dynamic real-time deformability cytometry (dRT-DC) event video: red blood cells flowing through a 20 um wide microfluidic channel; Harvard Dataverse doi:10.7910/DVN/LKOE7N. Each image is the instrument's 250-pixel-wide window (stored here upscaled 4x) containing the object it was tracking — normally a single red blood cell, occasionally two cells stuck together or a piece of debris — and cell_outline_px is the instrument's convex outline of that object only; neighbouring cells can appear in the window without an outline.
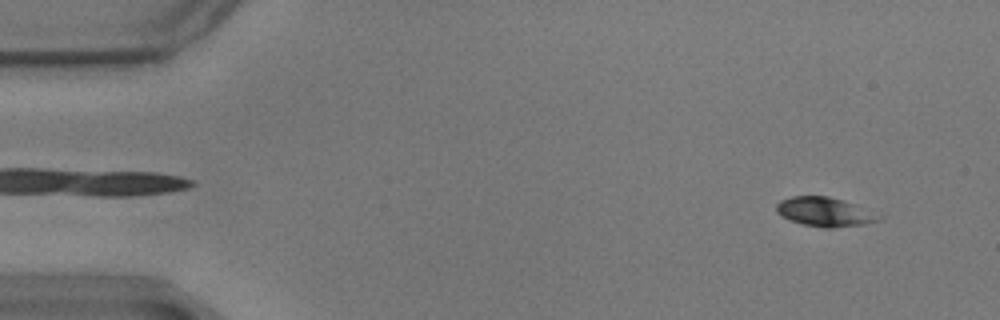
{"species": "common noctule bat (a hibernating species)", "species_latin": "Nyctalus noctula", "temperature_condition": "warm", "stored_images_in_passage": 57, "camera_frame_rate_fps": 3000, "um_per_image_px": 0.085, "animal": {"sex": "male", "body_mass_g": 17.9}, "frame": {"image": 1, "passage_image": 3, "time_ms": 0.667, "image_size_px": [1000, 320], "cell_outline_px": [[884, 216], [880, 220], [864, 224], [832, 228], [824, 228], [804, 224], [780, 216], [776, 212], [776, 204], [780, 200], [792, 196], [828, 196], [856, 204]], "centroid_in_image_um": [70.12, 18.0], "position_along_channel_um": 14.9, "area_um2": 17.46}}
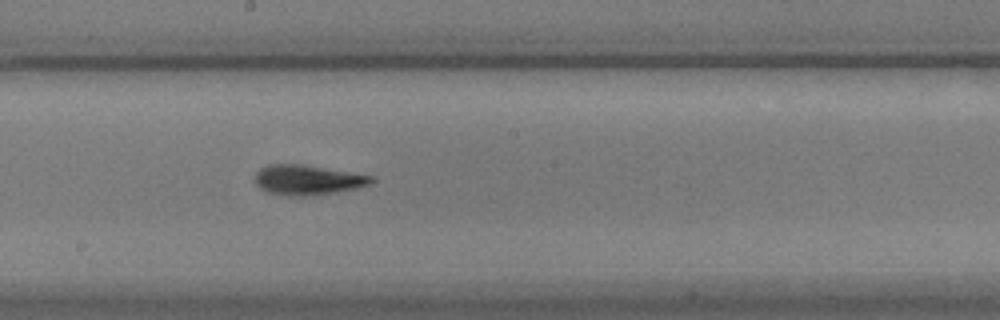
{"frame": {"image": 2, "passage_image": 30, "time_ms": 9.667, "image_size_px": [1000, 320], "cell_outline_px": [[372, 180], [368, 184], [336, 192], [300, 196], [288, 196], [268, 192], [260, 188], [256, 184], [256, 172], [260, 168], [268, 164], [304, 164], [372, 176]], "centroid_in_image_um": [26.06, 15.28], "position_along_channel_um": 222.1, "area_um2": 19.88}}
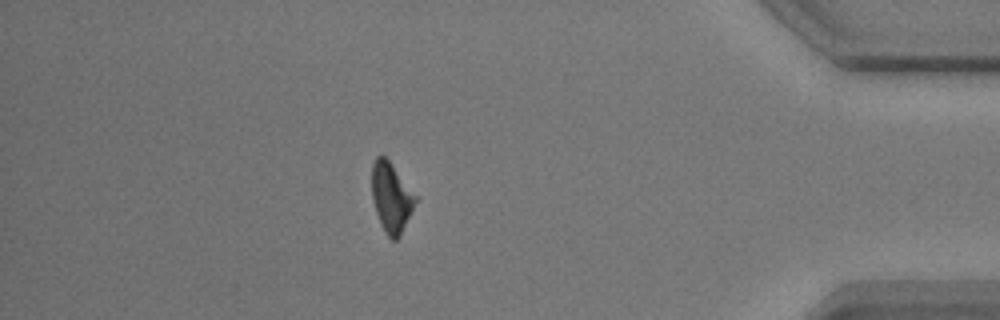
{"frame": {"image": 3, "passage_image": 49, "time_ms": 16.0, "image_size_px": [1000, 320], "cell_outline_px": [[420, 196], [400, 236], [396, 240], [392, 240], [384, 232], [380, 224], [372, 200], [372, 164], [376, 156], [384, 156], [388, 160]], "centroid_in_image_um": [33.3, 16.78], "position_along_channel_um": 401.9, "area_um2": 18.15}, "authors_computed_cell_mechanics": {"area_um2": 18.7272, "velocity_mm_per_s": 3.4887, "shape_relaxation_time_tau1_ms": 2.7067, "shape_relaxation_time_tau2_ms": 2.0979, "deformation_change_tau1": 0.1332, "deformation_change_tau2": 0.0807}}